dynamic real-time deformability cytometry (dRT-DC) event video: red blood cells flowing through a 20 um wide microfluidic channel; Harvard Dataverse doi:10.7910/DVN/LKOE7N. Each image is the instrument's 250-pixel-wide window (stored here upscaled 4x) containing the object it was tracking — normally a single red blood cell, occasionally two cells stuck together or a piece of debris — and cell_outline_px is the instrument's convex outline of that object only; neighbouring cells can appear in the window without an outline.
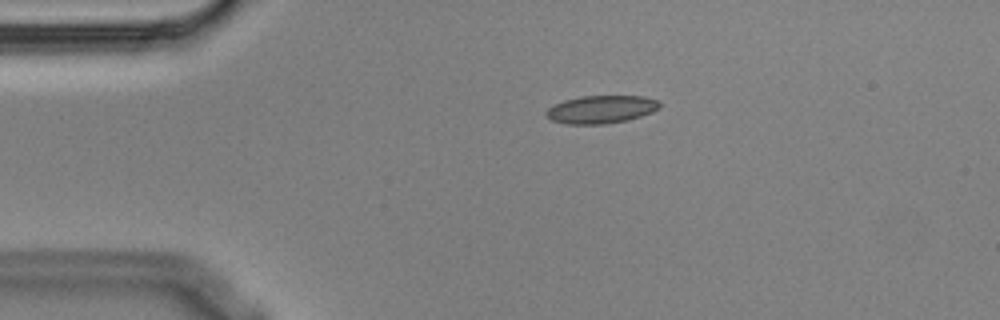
{"species": "Egyptian fruit bat (a non-hibernating species)", "species_latin": "Rousettus aegyptiacus", "temperature_condition": "cold", "stored_images_in_passage": 3, "camera_frame_rate_fps": 3000, "um_per_image_px": 0.085, "animal": {"sex": "male"}, "frame": {"image": 1, "passage_image": 1, "time_ms": 0.0, "image_size_px": [1000, 320], "cell_outline_px": [[660, 108], [652, 112], [628, 120], [604, 124], [568, 124], [552, 120], [544, 112], [548, 108], [564, 100], [580, 96], [644, 96], [656, 100], [660, 104]], "centroid_in_image_um": [51.1, 9.29], "position_along_channel_um": 33.9, "area_um2": 18.32}}
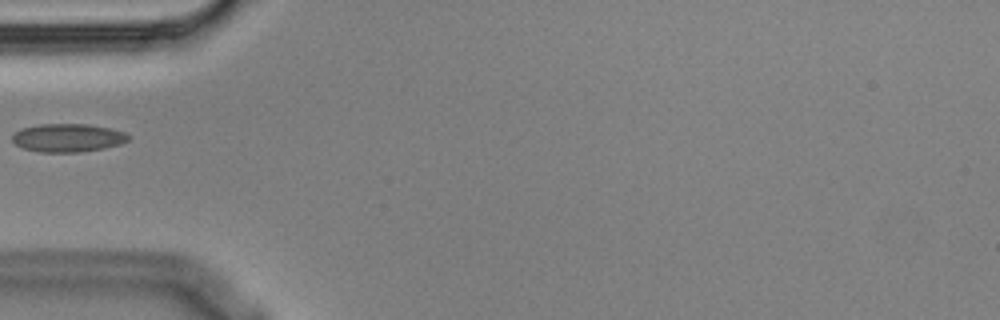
{"frame": {"image": 2, "passage_image": 3, "time_ms": 0.667, "image_size_px": [1000, 320], "cell_outline_px": [[128, 140], [120, 144], [104, 148], [80, 152], [40, 152], [24, 148], [16, 144], [12, 140], [12, 136], [20, 128], [40, 124], [88, 124], [108, 128], [124, 132], [128, 136]], "centroid_in_image_um": [5.74, 11.71], "position_along_channel_um": 79.3, "area_um2": 18.96}}